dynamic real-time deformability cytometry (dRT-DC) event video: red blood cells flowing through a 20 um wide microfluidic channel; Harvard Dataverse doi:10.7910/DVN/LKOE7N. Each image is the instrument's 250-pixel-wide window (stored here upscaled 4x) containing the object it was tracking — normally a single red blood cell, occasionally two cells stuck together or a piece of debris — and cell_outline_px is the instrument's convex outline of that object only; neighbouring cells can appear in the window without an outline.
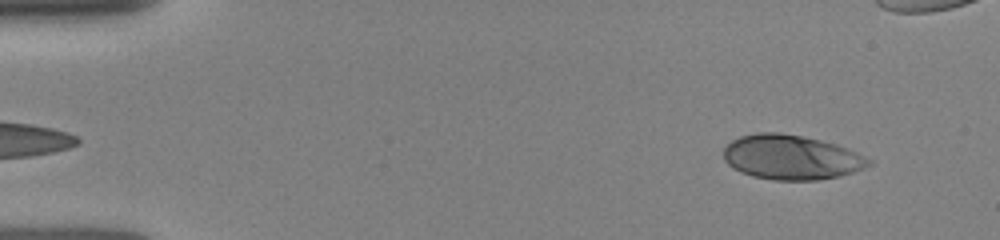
{"species": "human", "species_latin": "Homo sapiens", "temperature_condition": "room temperature", "stored_images_in_passage": 14, "segment_of_instrument_passage": [1, 2], "camera_frame_rate_fps": 3000, "um_per_image_px": 0.085, "donor": {"sex": "female"}, "frame": {"image": 1, "passage_image": 2, "time_ms": 0.667, "image_size_px": [1000, 240], "cell_outline_px": [[872, 164], [864, 168], [840, 176], [820, 180], [772, 180], [752, 176], [740, 172], [732, 168], [724, 160], [724, 148], [732, 140], [740, 136], [756, 132], [780, 132], [820, 140], [836, 144], [848, 148], [872, 160]], "centroid_in_image_um": [67.24, 13.37], "position_along_channel_um": 17.8, "area_um2": 37.92}}
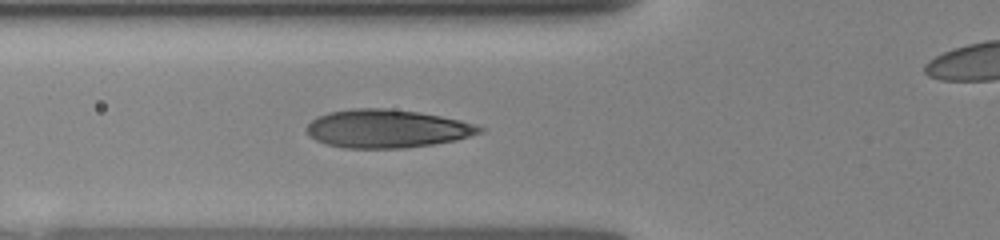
{"frame": {"image": 2, "passage_image": 13, "time_ms": 5.0, "image_size_px": [1000, 240], "cell_outline_px": [[484, 132], [456, 140], [432, 144], [404, 148], [344, 148], [328, 144], [316, 140], [308, 136], [304, 128], [316, 116], [328, 112], [352, 108], [384, 108], [420, 112], [460, 120], [476, 124], [484, 128]], "centroid_in_image_um": [32.87, 10.93], "position_along_channel_um": 92.9, "area_um2": 38.78}}